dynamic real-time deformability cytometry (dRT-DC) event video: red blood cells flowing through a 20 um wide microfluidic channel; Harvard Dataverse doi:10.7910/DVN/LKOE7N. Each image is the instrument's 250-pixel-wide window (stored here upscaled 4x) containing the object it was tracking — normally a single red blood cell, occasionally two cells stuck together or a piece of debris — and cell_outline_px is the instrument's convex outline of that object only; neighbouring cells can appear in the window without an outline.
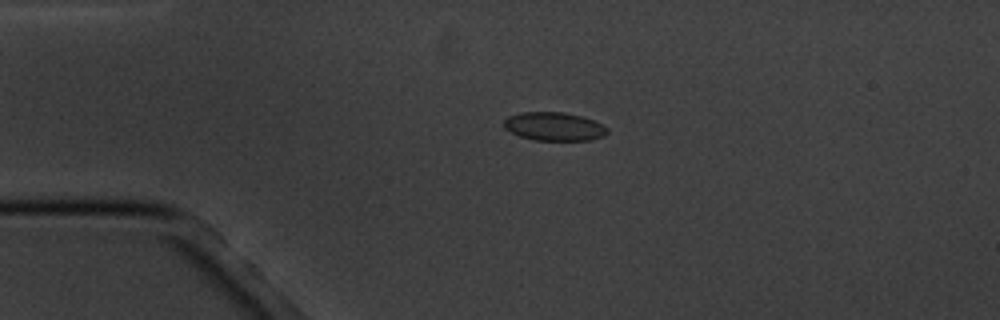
{"species": "common noctule bat (a hibernating species)", "species_latin": "Nyctalus noctula", "temperature_condition": "cold", "stored_images_in_passage": 5, "camera_frame_rate_fps": 3000, "um_per_image_px": 0.085, "animal": {"sex": "male", "body_mass_g": 20.1, "forearm_length_mm": 53.5}, "frame": {"image": 1, "passage_image": 4, "time_ms": 3.333, "image_size_px": [1000, 320], "cell_outline_px": [[608, 132], [604, 136], [592, 140], [536, 140], [520, 136], [504, 128], [504, 120], [508, 116], [520, 112], [564, 112], [580, 116], [592, 120], [608, 128]], "centroid_in_image_um": [47.09, 10.75], "position_along_channel_um": 37.9, "area_um2": 17.05}}